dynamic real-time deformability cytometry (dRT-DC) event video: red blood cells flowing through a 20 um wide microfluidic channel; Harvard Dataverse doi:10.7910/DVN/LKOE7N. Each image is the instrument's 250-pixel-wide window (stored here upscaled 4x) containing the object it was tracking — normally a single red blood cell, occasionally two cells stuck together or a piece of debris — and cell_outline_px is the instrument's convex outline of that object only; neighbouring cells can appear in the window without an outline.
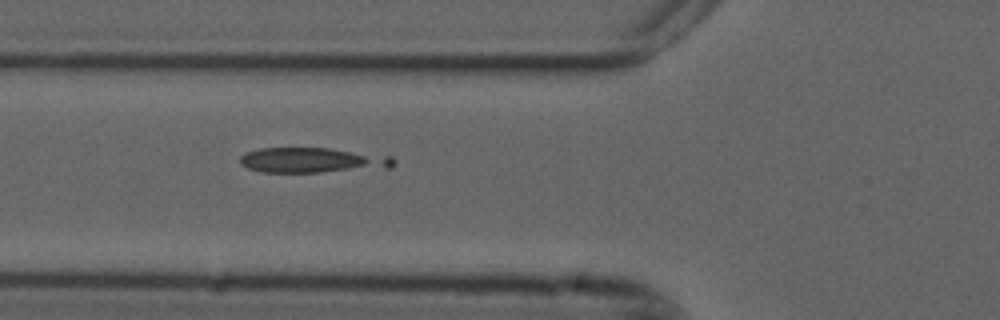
{"species": "common noctule bat (a hibernating species)", "species_latin": "Nyctalus noctula", "temperature_condition": "cold", "stored_images_in_passage": 35, "camera_frame_rate_fps": 3000, "um_per_image_px": 0.085, "animal": {"sex": "male", "forearm_length_mm": 52.5}, "frame": {"image": 1, "passage_image": 2, "time_ms": 0.333, "image_size_px": [1000, 320], "cell_outline_px": [[396, 164], [392, 168], [320, 172], [260, 172], [248, 168], [240, 164], [240, 156], [248, 152], [260, 148], [328, 148], [392, 156], [396, 160]], "centroid_in_image_um": [26.62, 13.62], "position_along_channel_um": 99.2, "area_um2": 22.66}}